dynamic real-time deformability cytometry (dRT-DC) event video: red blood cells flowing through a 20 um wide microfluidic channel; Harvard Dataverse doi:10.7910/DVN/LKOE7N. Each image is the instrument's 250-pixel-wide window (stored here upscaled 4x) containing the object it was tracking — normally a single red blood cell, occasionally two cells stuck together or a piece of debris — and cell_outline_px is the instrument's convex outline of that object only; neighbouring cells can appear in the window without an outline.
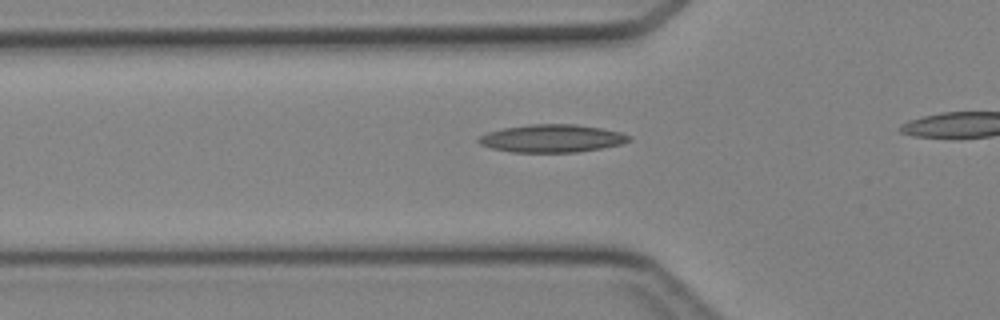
{"species": "Egyptian fruit bat (a non-hibernating species)", "species_latin": "Rousettus aegyptiacus", "temperature_condition": "cold", "stored_images_in_passage": 32, "camera_frame_rate_fps": 3000, "um_per_image_px": 0.085, "animal": {"sex": "female"}, "frame": {"image": 1, "passage_image": 11, "time_ms": 3.333, "image_size_px": [1000, 320], "cell_outline_px": [[632, 140], [620, 144], [600, 148], [576, 152], [512, 152], [492, 148], [480, 144], [476, 140], [480, 136], [488, 132], [504, 128], [528, 124], [576, 124], [600, 128], [620, 132], [632, 136]], "centroid_in_image_um": [46.91, 11.76], "position_along_channel_um": 78.9, "area_um2": 24.28}}
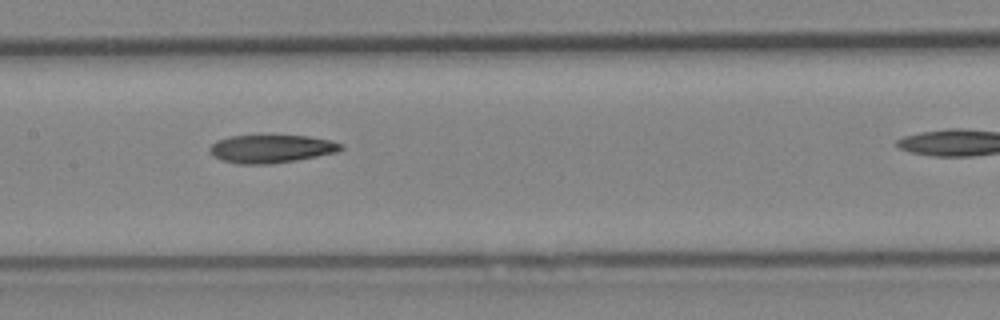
{"frame": {"image": 2, "passage_image": 18, "time_ms": 5.667, "image_size_px": [1000, 320], "cell_outline_px": [[344, 148], [336, 152], [296, 160], [268, 164], [240, 164], [224, 160], [212, 156], [208, 152], [208, 148], [216, 140], [228, 136], [308, 136], [328, 140], [344, 144]], "centroid_in_image_um": [23.01, 12.64], "position_along_channel_um": 184.4, "area_um2": 21.33}}
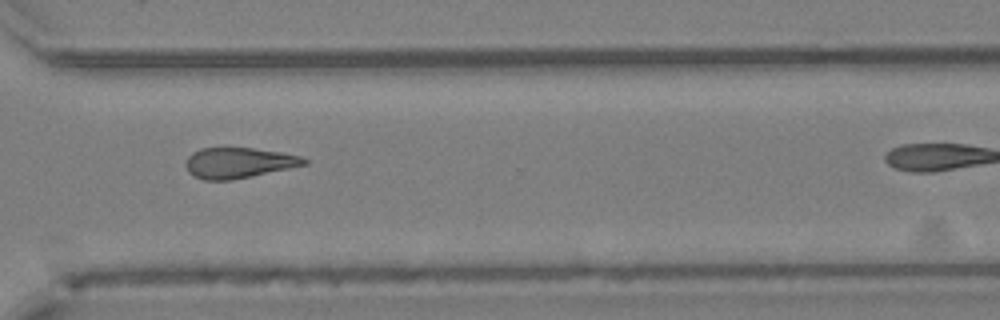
{"frame": {"image": 3, "passage_image": 29, "time_ms": 9.333, "image_size_px": [1000, 320], "cell_outline_px": [[308, 164], [252, 176], [232, 180], [204, 180], [188, 172], [184, 164], [188, 156], [192, 152], [200, 148], [252, 148], [280, 152], [300, 156], [308, 160]], "centroid_in_image_um": [20.26, 13.84], "position_along_channel_um": 350.3, "area_um2": 21.04}}